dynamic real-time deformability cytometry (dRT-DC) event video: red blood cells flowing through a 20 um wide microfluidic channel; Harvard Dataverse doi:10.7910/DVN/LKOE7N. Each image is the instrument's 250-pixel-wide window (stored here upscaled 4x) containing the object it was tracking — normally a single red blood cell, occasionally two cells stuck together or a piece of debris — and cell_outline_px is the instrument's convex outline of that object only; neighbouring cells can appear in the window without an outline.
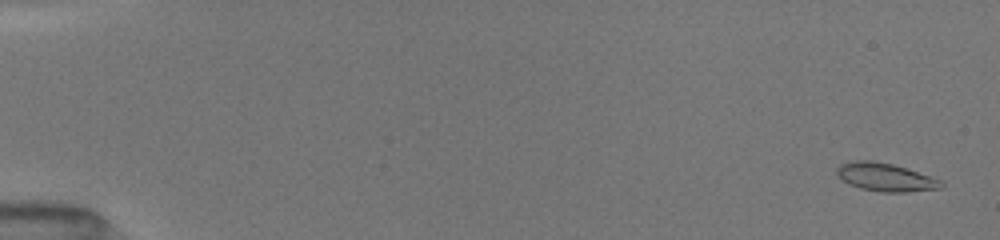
{"species": "common noctule bat (a hibernating species)", "species_latin": "Nyctalus noctula", "temperature_condition": "room temperature", "stored_images_in_passage": 5, "camera_frame_rate_fps": 3000, "um_per_image_px": 0.085, "animal": {"sex": "female", "body_mass_g": 19.5, "forearm_length_mm": 54.1}, "frame": {"image": 1, "passage_image": 1, "time_ms": 0.0, "image_size_px": [1000, 240], "cell_outline_px": [[944, 188], [904, 192], [880, 192], [860, 188], [848, 184], [836, 172], [836, 168], [840, 164], [852, 160], [872, 160], [892, 164], [940, 180], [944, 184]], "centroid_in_image_um": [75.23, 15.06], "position_along_channel_um": 9.8, "area_um2": 16.94}}
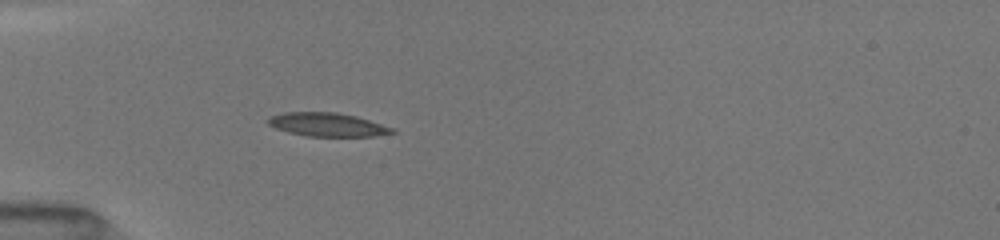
{"frame": {"image": 2, "passage_image": 5, "time_ms": 5.0, "image_size_px": [1000, 240], "cell_outline_px": [[396, 132], [376, 136], [304, 136], [288, 132], [276, 128], [268, 124], [264, 120], [268, 116], [284, 112], [336, 112], [356, 116], [396, 128]], "centroid_in_image_um": [27.81, 10.59], "position_along_channel_um": 57.2, "area_um2": 17.28}}